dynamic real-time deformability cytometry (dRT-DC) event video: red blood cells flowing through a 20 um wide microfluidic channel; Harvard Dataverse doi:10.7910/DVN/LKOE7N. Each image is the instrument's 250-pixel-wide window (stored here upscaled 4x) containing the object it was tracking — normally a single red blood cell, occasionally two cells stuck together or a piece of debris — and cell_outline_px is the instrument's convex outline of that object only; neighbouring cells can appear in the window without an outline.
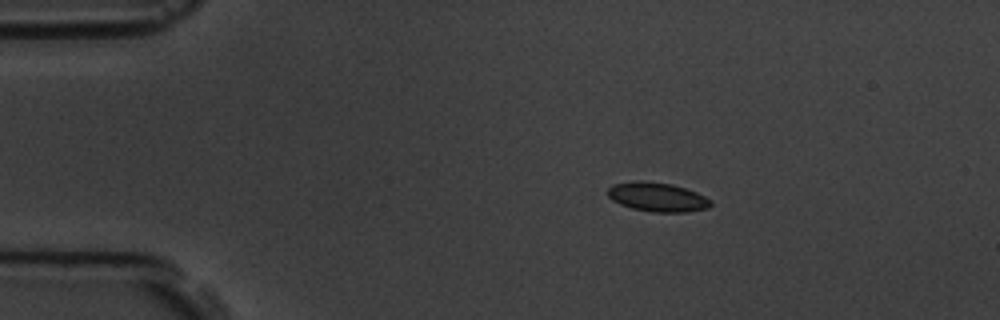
{"species": "common noctule bat (a hibernating species)", "species_latin": "Nyctalus noctula", "temperature_condition": "room temperature", "stored_images_in_passage": 4, "camera_frame_rate_fps": 3000, "um_per_image_px": 0.085, "animal": {"sex": "male", "body_mass_g": 19.5, "forearm_length_mm": 54.6}, "frame": {"image": 1, "passage_image": 3, "time_ms": 2.333, "image_size_px": [1000, 320], "cell_outline_px": [[712, 204], [708, 208], [688, 212], [652, 212], [632, 208], [620, 204], [612, 200], [608, 196], [608, 188], [612, 184], [632, 180], [640, 180], [672, 184], [696, 192], [712, 200]], "centroid_in_image_um": [55.86, 16.74], "position_along_channel_um": 29.1, "area_um2": 17.63}}